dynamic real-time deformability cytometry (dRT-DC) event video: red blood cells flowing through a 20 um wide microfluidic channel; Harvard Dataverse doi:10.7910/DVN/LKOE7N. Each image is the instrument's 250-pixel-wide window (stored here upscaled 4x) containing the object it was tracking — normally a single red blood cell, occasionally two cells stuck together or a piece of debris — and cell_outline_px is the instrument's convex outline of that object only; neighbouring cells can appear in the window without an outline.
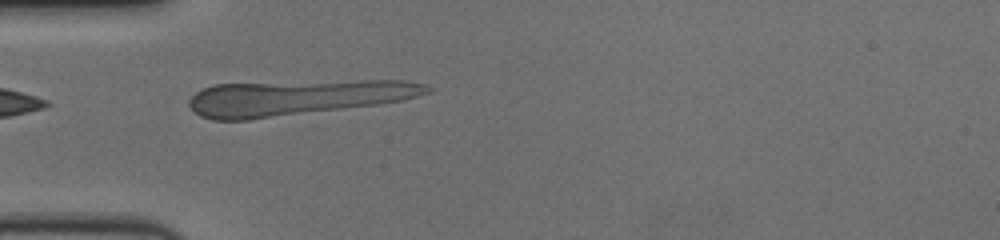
{"species": "human", "species_latin": "Homo sapiens", "temperature_condition": "cold", "stored_images_in_passage": 40, "camera_frame_rate_fps": 3000, "um_per_image_px": 0.085, "donor": {"sex": "female"}, "frame": {"image": 1, "passage_image": 1, "time_ms": 0.0, "image_size_px": [1000, 240], "cell_outline_px": [[432, 92], [404, 100], [376, 104], [248, 120], [212, 120], [200, 116], [188, 104], [188, 100], [200, 88], [212, 84], [360, 80], [404, 80], [424, 84], [432, 88]], "centroid_in_image_um": [25.23, 8.28], "position_along_channel_um": 59.8, "area_um2": 49.07}}
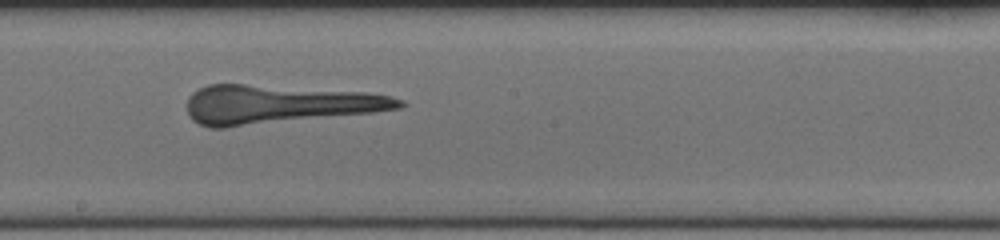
{"frame": {"image": 2, "passage_image": 15, "time_ms": 4.667, "image_size_px": [1000, 240], "cell_outline_px": [[408, 104], [400, 108], [372, 112], [224, 128], [208, 128], [192, 120], [188, 116], [188, 96], [192, 92], [208, 84], [244, 84], [364, 92], [392, 96], [404, 100]], "centroid_in_image_um": [23.65, 8.87], "position_along_channel_um": 224.6, "area_um2": 47.74}}
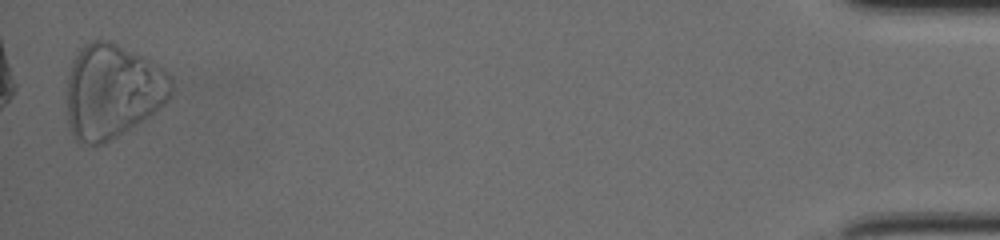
{"frame": {"image": 3, "passage_image": 39, "time_ms": 12.667, "image_size_px": [1000, 240], "cell_outline_px": [[172, 96], [160, 108], [136, 124], [104, 144], [80, 144], [76, 140], [68, 124], [68, 76], [72, 60], [80, 48], [84, 44], [92, 40], [108, 40], [148, 60], [160, 68], [172, 80]], "centroid_in_image_um": [9.53, 7.77], "position_along_channel_um": 425.7, "area_um2": 56.76}}